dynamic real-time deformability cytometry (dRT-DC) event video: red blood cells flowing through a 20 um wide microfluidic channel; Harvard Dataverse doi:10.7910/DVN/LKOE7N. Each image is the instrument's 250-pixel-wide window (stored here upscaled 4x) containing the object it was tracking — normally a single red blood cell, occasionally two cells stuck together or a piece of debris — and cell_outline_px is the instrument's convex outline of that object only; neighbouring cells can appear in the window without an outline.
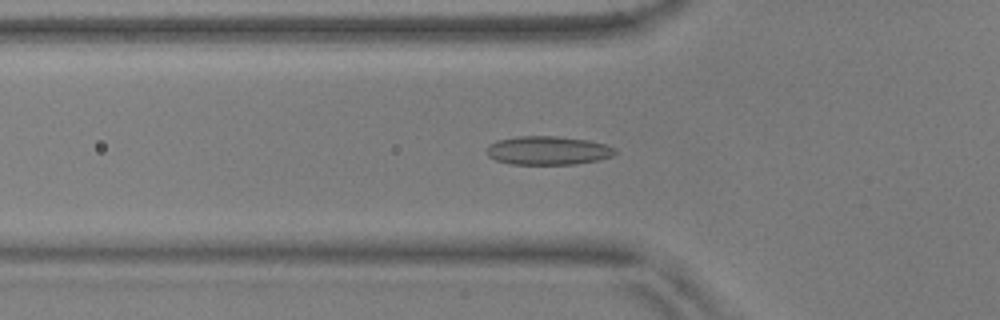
{"species": "common noctule bat (a hibernating species)", "species_latin": "Nyctalus noctula", "temperature_condition": "warm", "stored_images_in_passage": 52, "camera_frame_rate_fps": 3000, "um_per_image_px": 0.085, "animal": {"sex": "male", "body_mass_g": 17.9, "forearm_length_mm": 54.2}, "frame": {"image": 1, "passage_image": 19, "time_ms": 6.0, "image_size_px": [1000, 320], "cell_outline_px": [[616, 152], [612, 156], [600, 160], [572, 164], [512, 164], [496, 160], [488, 156], [488, 144], [496, 140], [520, 136], [556, 136], [588, 140], [604, 144], [616, 148]], "centroid_in_image_um": [46.58, 12.79], "position_along_channel_um": 79.2, "area_um2": 21.39}}
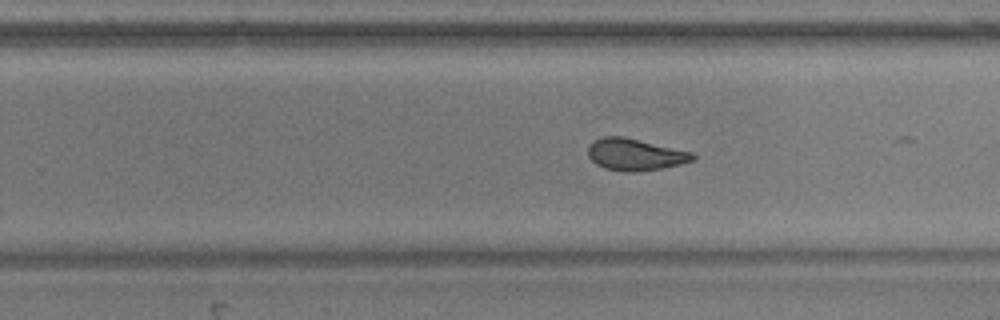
{"frame": {"image": 2, "passage_image": 35, "time_ms": 11.333, "image_size_px": [1000, 320], "cell_outline_px": [[696, 160], [680, 164], [660, 168], [636, 172], [624, 172], [604, 168], [596, 164], [588, 156], [588, 148], [592, 140], [604, 136], [620, 136], [692, 152], [696, 156]], "centroid_in_image_um": [53.96, 13.14], "position_along_channel_um": 275.8, "area_um2": 19.31}}
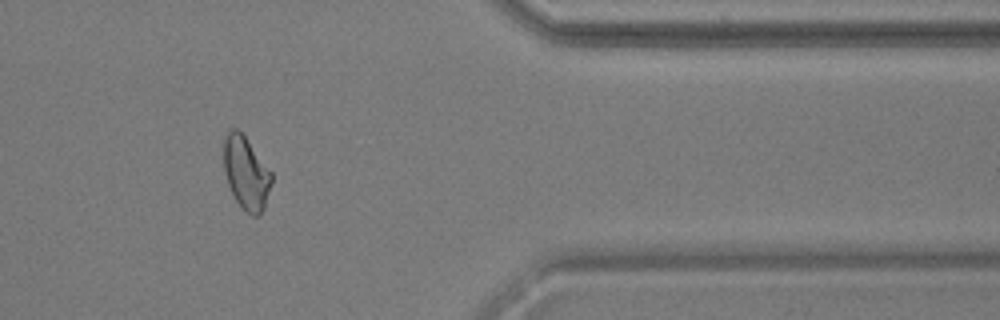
{"frame": {"image": 3, "passage_image": 46, "time_ms": 15.0, "image_size_px": [1000, 320], "cell_outline_px": [[272, 180], [264, 208], [260, 216], [252, 216], [236, 200], [228, 184], [224, 172], [224, 136], [228, 128], [236, 128], [244, 136], [272, 172]], "centroid_in_image_um": [20.91, 14.68], "position_along_channel_um": 390.5, "area_um2": 20.11}}